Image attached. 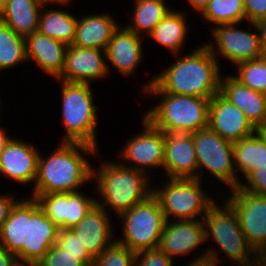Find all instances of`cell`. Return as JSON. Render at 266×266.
Returning <instances> with one entry per match:
<instances>
[{
    "instance_id": "obj_1",
    "label": "cell",
    "mask_w": 266,
    "mask_h": 266,
    "mask_svg": "<svg viewBox=\"0 0 266 266\" xmlns=\"http://www.w3.org/2000/svg\"><path fill=\"white\" fill-rule=\"evenodd\" d=\"M186 53L172 55L175 62L147 80L146 84L141 86L140 94L151 83L161 92L209 100L219 93L220 80L223 74V72L221 73L222 67L209 47L203 43Z\"/></svg>"
},
{
    "instance_id": "obj_27",
    "label": "cell",
    "mask_w": 266,
    "mask_h": 266,
    "mask_svg": "<svg viewBox=\"0 0 266 266\" xmlns=\"http://www.w3.org/2000/svg\"><path fill=\"white\" fill-rule=\"evenodd\" d=\"M72 2L58 4L59 7L57 6V9L53 7L48 9L51 7L50 4H44L41 8L38 31L67 46L72 45L75 38L78 17L71 13V11L62 10L66 6V9H68V5Z\"/></svg>"
},
{
    "instance_id": "obj_48",
    "label": "cell",
    "mask_w": 266,
    "mask_h": 266,
    "mask_svg": "<svg viewBox=\"0 0 266 266\" xmlns=\"http://www.w3.org/2000/svg\"><path fill=\"white\" fill-rule=\"evenodd\" d=\"M38 1H40L43 4H50V5L54 4L56 6L58 4L66 3L72 0H38Z\"/></svg>"
},
{
    "instance_id": "obj_13",
    "label": "cell",
    "mask_w": 266,
    "mask_h": 266,
    "mask_svg": "<svg viewBox=\"0 0 266 266\" xmlns=\"http://www.w3.org/2000/svg\"><path fill=\"white\" fill-rule=\"evenodd\" d=\"M34 198L45 215L60 229H71L78 224L96 204V197L81 191L74 193L28 194Z\"/></svg>"
},
{
    "instance_id": "obj_18",
    "label": "cell",
    "mask_w": 266,
    "mask_h": 266,
    "mask_svg": "<svg viewBox=\"0 0 266 266\" xmlns=\"http://www.w3.org/2000/svg\"><path fill=\"white\" fill-rule=\"evenodd\" d=\"M203 220H168L165 222L159 249L170 259L186 257L205 244ZM192 252V253H191ZM178 256V257H177Z\"/></svg>"
},
{
    "instance_id": "obj_4",
    "label": "cell",
    "mask_w": 266,
    "mask_h": 266,
    "mask_svg": "<svg viewBox=\"0 0 266 266\" xmlns=\"http://www.w3.org/2000/svg\"><path fill=\"white\" fill-rule=\"evenodd\" d=\"M150 178L145 172L124 166L120 161L101 160L99 167L92 168L94 194L99 197H96V204L118 217L152 195Z\"/></svg>"
},
{
    "instance_id": "obj_23",
    "label": "cell",
    "mask_w": 266,
    "mask_h": 266,
    "mask_svg": "<svg viewBox=\"0 0 266 266\" xmlns=\"http://www.w3.org/2000/svg\"><path fill=\"white\" fill-rule=\"evenodd\" d=\"M231 104L237 106L257 129L266 121V94L242 85L233 74H222L220 92Z\"/></svg>"
},
{
    "instance_id": "obj_31",
    "label": "cell",
    "mask_w": 266,
    "mask_h": 266,
    "mask_svg": "<svg viewBox=\"0 0 266 266\" xmlns=\"http://www.w3.org/2000/svg\"><path fill=\"white\" fill-rule=\"evenodd\" d=\"M25 37L0 21V72L26 63Z\"/></svg>"
},
{
    "instance_id": "obj_38",
    "label": "cell",
    "mask_w": 266,
    "mask_h": 266,
    "mask_svg": "<svg viewBox=\"0 0 266 266\" xmlns=\"http://www.w3.org/2000/svg\"><path fill=\"white\" fill-rule=\"evenodd\" d=\"M243 179L238 186L241 190L266 196V168L252 170Z\"/></svg>"
},
{
    "instance_id": "obj_22",
    "label": "cell",
    "mask_w": 266,
    "mask_h": 266,
    "mask_svg": "<svg viewBox=\"0 0 266 266\" xmlns=\"http://www.w3.org/2000/svg\"><path fill=\"white\" fill-rule=\"evenodd\" d=\"M25 47L27 62H35L46 75L57 81L65 66V53L68 46L35 31L25 37Z\"/></svg>"
},
{
    "instance_id": "obj_20",
    "label": "cell",
    "mask_w": 266,
    "mask_h": 266,
    "mask_svg": "<svg viewBox=\"0 0 266 266\" xmlns=\"http://www.w3.org/2000/svg\"><path fill=\"white\" fill-rule=\"evenodd\" d=\"M163 171L167 178H198L197 157L191 134H165Z\"/></svg>"
},
{
    "instance_id": "obj_29",
    "label": "cell",
    "mask_w": 266,
    "mask_h": 266,
    "mask_svg": "<svg viewBox=\"0 0 266 266\" xmlns=\"http://www.w3.org/2000/svg\"><path fill=\"white\" fill-rule=\"evenodd\" d=\"M233 150L238 186L250 171L266 168V142L257 132L250 137L234 142Z\"/></svg>"
},
{
    "instance_id": "obj_40",
    "label": "cell",
    "mask_w": 266,
    "mask_h": 266,
    "mask_svg": "<svg viewBox=\"0 0 266 266\" xmlns=\"http://www.w3.org/2000/svg\"><path fill=\"white\" fill-rule=\"evenodd\" d=\"M6 193V194H1L0 192V230L2 228L3 223L5 220L9 217V214L12 210V208L15 206V204L20 200V199H15L16 195H13Z\"/></svg>"
},
{
    "instance_id": "obj_45",
    "label": "cell",
    "mask_w": 266,
    "mask_h": 266,
    "mask_svg": "<svg viewBox=\"0 0 266 266\" xmlns=\"http://www.w3.org/2000/svg\"><path fill=\"white\" fill-rule=\"evenodd\" d=\"M5 127H0V154L2 153L6 143L10 140L12 136H9L5 130Z\"/></svg>"
},
{
    "instance_id": "obj_16",
    "label": "cell",
    "mask_w": 266,
    "mask_h": 266,
    "mask_svg": "<svg viewBox=\"0 0 266 266\" xmlns=\"http://www.w3.org/2000/svg\"><path fill=\"white\" fill-rule=\"evenodd\" d=\"M109 77L106 54L102 49L70 45L65 53V66L57 80L88 83Z\"/></svg>"
},
{
    "instance_id": "obj_25",
    "label": "cell",
    "mask_w": 266,
    "mask_h": 266,
    "mask_svg": "<svg viewBox=\"0 0 266 266\" xmlns=\"http://www.w3.org/2000/svg\"><path fill=\"white\" fill-rule=\"evenodd\" d=\"M182 11L181 9H171L147 36L154 43L157 42L163 49L168 50L171 56L184 52L183 49L185 50V48L183 47L188 41L190 24H188L189 19L187 18L189 16H187V13L189 12L183 9Z\"/></svg>"
},
{
    "instance_id": "obj_42",
    "label": "cell",
    "mask_w": 266,
    "mask_h": 266,
    "mask_svg": "<svg viewBox=\"0 0 266 266\" xmlns=\"http://www.w3.org/2000/svg\"><path fill=\"white\" fill-rule=\"evenodd\" d=\"M189 3L190 7L193 8V11L196 13H202L203 10L207 7L210 0H186Z\"/></svg>"
},
{
    "instance_id": "obj_41",
    "label": "cell",
    "mask_w": 266,
    "mask_h": 266,
    "mask_svg": "<svg viewBox=\"0 0 266 266\" xmlns=\"http://www.w3.org/2000/svg\"><path fill=\"white\" fill-rule=\"evenodd\" d=\"M263 54H266V18L256 23Z\"/></svg>"
},
{
    "instance_id": "obj_19",
    "label": "cell",
    "mask_w": 266,
    "mask_h": 266,
    "mask_svg": "<svg viewBox=\"0 0 266 266\" xmlns=\"http://www.w3.org/2000/svg\"><path fill=\"white\" fill-rule=\"evenodd\" d=\"M110 216V213L95 204L85 217L71 228L93 258L99 256L116 240L114 222Z\"/></svg>"
},
{
    "instance_id": "obj_6",
    "label": "cell",
    "mask_w": 266,
    "mask_h": 266,
    "mask_svg": "<svg viewBox=\"0 0 266 266\" xmlns=\"http://www.w3.org/2000/svg\"><path fill=\"white\" fill-rule=\"evenodd\" d=\"M57 82L61 84V123L65 131L60 142L84 143L98 149L99 106L95 105L92 84Z\"/></svg>"
},
{
    "instance_id": "obj_12",
    "label": "cell",
    "mask_w": 266,
    "mask_h": 266,
    "mask_svg": "<svg viewBox=\"0 0 266 266\" xmlns=\"http://www.w3.org/2000/svg\"><path fill=\"white\" fill-rule=\"evenodd\" d=\"M222 198L236 211L239 225L248 243L258 254L266 246V196L231 189Z\"/></svg>"
},
{
    "instance_id": "obj_24",
    "label": "cell",
    "mask_w": 266,
    "mask_h": 266,
    "mask_svg": "<svg viewBox=\"0 0 266 266\" xmlns=\"http://www.w3.org/2000/svg\"><path fill=\"white\" fill-rule=\"evenodd\" d=\"M119 20H115L107 13L86 14L77 20L73 46L90 47L105 51L113 32L119 27Z\"/></svg>"
},
{
    "instance_id": "obj_30",
    "label": "cell",
    "mask_w": 266,
    "mask_h": 266,
    "mask_svg": "<svg viewBox=\"0 0 266 266\" xmlns=\"http://www.w3.org/2000/svg\"><path fill=\"white\" fill-rule=\"evenodd\" d=\"M131 23L124 26L136 34L147 37L172 9L165 0H133Z\"/></svg>"
},
{
    "instance_id": "obj_35",
    "label": "cell",
    "mask_w": 266,
    "mask_h": 266,
    "mask_svg": "<svg viewBox=\"0 0 266 266\" xmlns=\"http://www.w3.org/2000/svg\"><path fill=\"white\" fill-rule=\"evenodd\" d=\"M55 244L66 253L77 256L86 266H93L94 258L87 252L78 236L71 229H59Z\"/></svg>"
},
{
    "instance_id": "obj_46",
    "label": "cell",
    "mask_w": 266,
    "mask_h": 266,
    "mask_svg": "<svg viewBox=\"0 0 266 266\" xmlns=\"http://www.w3.org/2000/svg\"><path fill=\"white\" fill-rule=\"evenodd\" d=\"M257 266H266V246L257 254Z\"/></svg>"
},
{
    "instance_id": "obj_33",
    "label": "cell",
    "mask_w": 266,
    "mask_h": 266,
    "mask_svg": "<svg viewBox=\"0 0 266 266\" xmlns=\"http://www.w3.org/2000/svg\"><path fill=\"white\" fill-rule=\"evenodd\" d=\"M233 77L242 85L266 94V60L262 57L236 64Z\"/></svg>"
},
{
    "instance_id": "obj_5",
    "label": "cell",
    "mask_w": 266,
    "mask_h": 266,
    "mask_svg": "<svg viewBox=\"0 0 266 266\" xmlns=\"http://www.w3.org/2000/svg\"><path fill=\"white\" fill-rule=\"evenodd\" d=\"M142 93L159 97V102L141 115L165 134H192L208 127L209 99L161 92L153 83Z\"/></svg>"
},
{
    "instance_id": "obj_11",
    "label": "cell",
    "mask_w": 266,
    "mask_h": 266,
    "mask_svg": "<svg viewBox=\"0 0 266 266\" xmlns=\"http://www.w3.org/2000/svg\"><path fill=\"white\" fill-rule=\"evenodd\" d=\"M141 119L143 129L132 138H127L117 155L124 160L123 163L121 160L122 165L143 171L152 178L150 172L153 169H163L165 133L155 128L144 116Z\"/></svg>"
},
{
    "instance_id": "obj_10",
    "label": "cell",
    "mask_w": 266,
    "mask_h": 266,
    "mask_svg": "<svg viewBox=\"0 0 266 266\" xmlns=\"http://www.w3.org/2000/svg\"><path fill=\"white\" fill-rule=\"evenodd\" d=\"M239 25L243 24H222L209 29L213 40L205 44L209 47L218 63L221 59H224V61L228 60L229 63L236 65L242 61L263 57L256 23L249 22L247 24L249 26L247 29L249 30H243L239 28Z\"/></svg>"
},
{
    "instance_id": "obj_51",
    "label": "cell",
    "mask_w": 266,
    "mask_h": 266,
    "mask_svg": "<svg viewBox=\"0 0 266 266\" xmlns=\"http://www.w3.org/2000/svg\"><path fill=\"white\" fill-rule=\"evenodd\" d=\"M1 104H2V103H1V99H0V125H1V121H2V120H1V118H2V117H1V116H2V115H1V114H2L1 109H3L2 107L4 106V105L1 106Z\"/></svg>"
},
{
    "instance_id": "obj_28",
    "label": "cell",
    "mask_w": 266,
    "mask_h": 266,
    "mask_svg": "<svg viewBox=\"0 0 266 266\" xmlns=\"http://www.w3.org/2000/svg\"><path fill=\"white\" fill-rule=\"evenodd\" d=\"M43 5L38 0H7L0 11V21L8 25L16 34L27 37L38 31Z\"/></svg>"
},
{
    "instance_id": "obj_7",
    "label": "cell",
    "mask_w": 266,
    "mask_h": 266,
    "mask_svg": "<svg viewBox=\"0 0 266 266\" xmlns=\"http://www.w3.org/2000/svg\"><path fill=\"white\" fill-rule=\"evenodd\" d=\"M166 179L163 186L152 185V195L158 200L166 221L203 219L216 201L206 193V186L198 178Z\"/></svg>"
},
{
    "instance_id": "obj_49",
    "label": "cell",
    "mask_w": 266,
    "mask_h": 266,
    "mask_svg": "<svg viewBox=\"0 0 266 266\" xmlns=\"http://www.w3.org/2000/svg\"><path fill=\"white\" fill-rule=\"evenodd\" d=\"M185 266H210V262L208 260H205L196 263H186Z\"/></svg>"
},
{
    "instance_id": "obj_14",
    "label": "cell",
    "mask_w": 266,
    "mask_h": 266,
    "mask_svg": "<svg viewBox=\"0 0 266 266\" xmlns=\"http://www.w3.org/2000/svg\"><path fill=\"white\" fill-rule=\"evenodd\" d=\"M33 145L23 139L10 138L0 154V174L3 178L23 186L34 185L41 152Z\"/></svg>"
},
{
    "instance_id": "obj_9",
    "label": "cell",
    "mask_w": 266,
    "mask_h": 266,
    "mask_svg": "<svg viewBox=\"0 0 266 266\" xmlns=\"http://www.w3.org/2000/svg\"><path fill=\"white\" fill-rule=\"evenodd\" d=\"M191 135L197 157L198 179L204 181L205 170L213 176L212 180L224 183L228 191L237 188L238 176L234 166L233 143L223 139L209 127Z\"/></svg>"
},
{
    "instance_id": "obj_26",
    "label": "cell",
    "mask_w": 266,
    "mask_h": 266,
    "mask_svg": "<svg viewBox=\"0 0 266 266\" xmlns=\"http://www.w3.org/2000/svg\"><path fill=\"white\" fill-rule=\"evenodd\" d=\"M29 197L20 199L12 208L9 217L0 230V245L13 254L23 258V246H28Z\"/></svg>"
},
{
    "instance_id": "obj_39",
    "label": "cell",
    "mask_w": 266,
    "mask_h": 266,
    "mask_svg": "<svg viewBox=\"0 0 266 266\" xmlns=\"http://www.w3.org/2000/svg\"><path fill=\"white\" fill-rule=\"evenodd\" d=\"M247 23H257L266 18V0H243Z\"/></svg>"
},
{
    "instance_id": "obj_3",
    "label": "cell",
    "mask_w": 266,
    "mask_h": 266,
    "mask_svg": "<svg viewBox=\"0 0 266 266\" xmlns=\"http://www.w3.org/2000/svg\"><path fill=\"white\" fill-rule=\"evenodd\" d=\"M217 201L218 199L207 209L202 219L206 243L214 240L217 249L214 245L207 246V249L202 248V253L194 254L192 260L189 259L187 263L208 260L212 265L218 266L219 261L223 262L218 256V251L221 250L224 259H230L232 265L229 266H257V253L248 243L239 225L236 211L225 199L224 202Z\"/></svg>"
},
{
    "instance_id": "obj_36",
    "label": "cell",
    "mask_w": 266,
    "mask_h": 266,
    "mask_svg": "<svg viewBox=\"0 0 266 266\" xmlns=\"http://www.w3.org/2000/svg\"><path fill=\"white\" fill-rule=\"evenodd\" d=\"M38 266H86L77 256L62 251L56 244L38 262Z\"/></svg>"
},
{
    "instance_id": "obj_32",
    "label": "cell",
    "mask_w": 266,
    "mask_h": 266,
    "mask_svg": "<svg viewBox=\"0 0 266 266\" xmlns=\"http://www.w3.org/2000/svg\"><path fill=\"white\" fill-rule=\"evenodd\" d=\"M201 18L211 23L212 28L222 24L245 23L246 14L243 0H210Z\"/></svg>"
},
{
    "instance_id": "obj_37",
    "label": "cell",
    "mask_w": 266,
    "mask_h": 266,
    "mask_svg": "<svg viewBox=\"0 0 266 266\" xmlns=\"http://www.w3.org/2000/svg\"><path fill=\"white\" fill-rule=\"evenodd\" d=\"M174 262L159 248L142 250L135 256V266H174Z\"/></svg>"
},
{
    "instance_id": "obj_2",
    "label": "cell",
    "mask_w": 266,
    "mask_h": 266,
    "mask_svg": "<svg viewBox=\"0 0 266 266\" xmlns=\"http://www.w3.org/2000/svg\"><path fill=\"white\" fill-rule=\"evenodd\" d=\"M100 150L84 143L59 142L47 157L40 153L31 194L74 193L92 182V155Z\"/></svg>"
},
{
    "instance_id": "obj_8",
    "label": "cell",
    "mask_w": 266,
    "mask_h": 266,
    "mask_svg": "<svg viewBox=\"0 0 266 266\" xmlns=\"http://www.w3.org/2000/svg\"><path fill=\"white\" fill-rule=\"evenodd\" d=\"M117 219H121L122 223V236L116 238L118 243L135 253L159 247L166 218L153 195L122 213Z\"/></svg>"
},
{
    "instance_id": "obj_17",
    "label": "cell",
    "mask_w": 266,
    "mask_h": 266,
    "mask_svg": "<svg viewBox=\"0 0 266 266\" xmlns=\"http://www.w3.org/2000/svg\"><path fill=\"white\" fill-rule=\"evenodd\" d=\"M208 127L232 143L256 133V128L242 110L220 93L210 99Z\"/></svg>"
},
{
    "instance_id": "obj_47",
    "label": "cell",
    "mask_w": 266,
    "mask_h": 266,
    "mask_svg": "<svg viewBox=\"0 0 266 266\" xmlns=\"http://www.w3.org/2000/svg\"><path fill=\"white\" fill-rule=\"evenodd\" d=\"M256 132L266 142V121L256 129Z\"/></svg>"
},
{
    "instance_id": "obj_15",
    "label": "cell",
    "mask_w": 266,
    "mask_h": 266,
    "mask_svg": "<svg viewBox=\"0 0 266 266\" xmlns=\"http://www.w3.org/2000/svg\"><path fill=\"white\" fill-rule=\"evenodd\" d=\"M144 38L146 37L128 30L120 23L119 27L113 32L111 40L105 49L109 75L112 69H116L124 78H128L137 72L136 70L145 59Z\"/></svg>"
},
{
    "instance_id": "obj_21",
    "label": "cell",
    "mask_w": 266,
    "mask_h": 266,
    "mask_svg": "<svg viewBox=\"0 0 266 266\" xmlns=\"http://www.w3.org/2000/svg\"><path fill=\"white\" fill-rule=\"evenodd\" d=\"M59 229L38 202L29 197L28 246H23V258L38 263L57 241Z\"/></svg>"
},
{
    "instance_id": "obj_44",
    "label": "cell",
    "mask_w": 266,
    "mask_h": 266,
    "mask_svg": "<svg viewBox=\"0 0 266 266\" xmlns=\"http://www.w3.org/2000/svg\"><path fill=\"white\" fill-rule=\"evenodd\" d=\"M13 257V254L0 245V266H8Z\"/></svg>"
},
{
    "instance_id": "obj_50",
    "label": "cell",
    "mask_w": 266,
    "mask_h": 266,
    "mask_svg": "<svg viewBox=\"0 0 266 266\" xmlns=\"http://www.w3.org/2000/svg\"><path fill=\"white\" fill-rule=\"evenodd\" d=\"M6 2H7V0H0V11L5 6Z\"/></svg>"
},
{
    "instance_id": "obj_43",
    "label": "cell",
    "mask_w": 266,
    "mask_h": 266,
    "mask_svg": "<svg viewBox=\"0 0 266 266\" xmlns=\"http://www.w3.org/2000/svg\"><path fill=\"white\" fill-rule=\"evenodd\" d=\"M8 266H38V263L33 260L14 256Z\"/></svg>"
},
{
    "instance_id": "obj_34",
    "label": "cell",
    "mask_w": 266,
    "mask_h": 266,
    "mask_svg": "<svg viewBox=\"0 0 266 266\" xmlns=\"http://www.w3.org/2000/svg\"><path fill=\"white\" fill-rule=\"evenodd\" d=\"M135 256L134 251L115 240L94 258L93 266H135Z\"/></svg>"
}]
</instances>
